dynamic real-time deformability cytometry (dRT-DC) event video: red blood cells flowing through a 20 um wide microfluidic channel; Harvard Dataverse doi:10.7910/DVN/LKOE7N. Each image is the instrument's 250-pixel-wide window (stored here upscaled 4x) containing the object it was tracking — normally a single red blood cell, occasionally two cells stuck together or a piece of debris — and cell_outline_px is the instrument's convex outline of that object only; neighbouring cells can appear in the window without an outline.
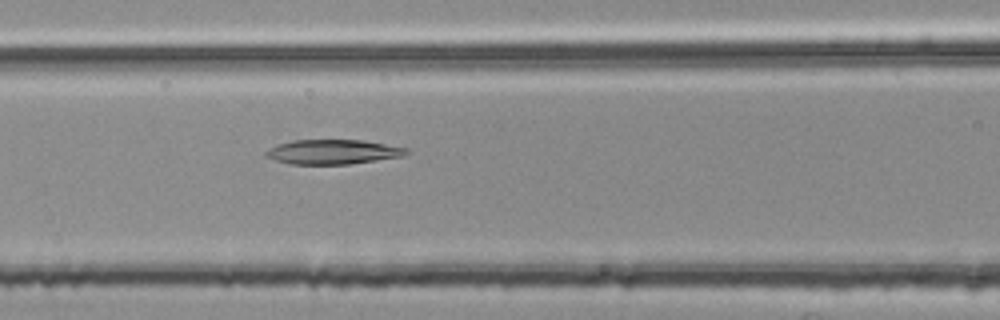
{"species": "common noctule bat (a hibernating species)", "species_latin": "Nyctalus noctula", "temperature_condition": "room temperature", "stored_images_in_passage": 45, "camera_frame_rate_fps": 3000, "um_per_image_px": 0.085, "animal": {"sex": "female", "body_mass_g": 25.1}, "frame": {"image": 1, "passage_image": 14, "time_ms": 4.333, "image_size_px": [1000, 320], "cell_outline_px": [[408, 152], [400, 156], [376, 160], [348, 164], [288, 164], [264, 156], [264, 152], [268, 148], [276, 144], [292, 140], [364, 140], [408, 148]], "centroid_in_image_um": [28.22, 12.9], "position_along_channel_um": 138.4, "area_um2": 20.11}}
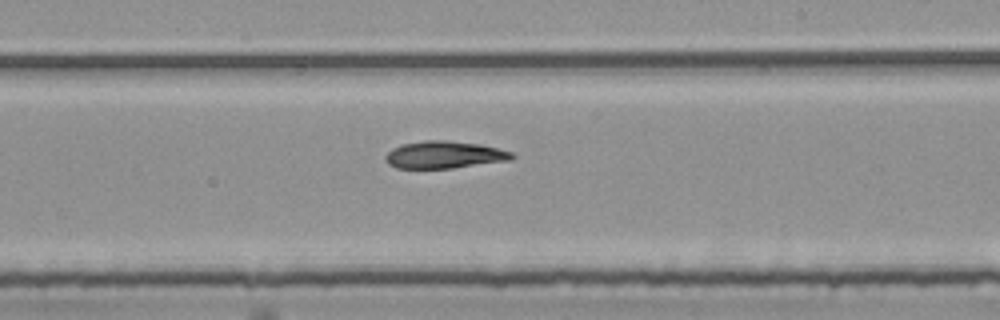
{"frame": {"image": 2, "passage_image": 23, "time_ms": 7.333, "image_size_px": [1000, 320], "cell_outline_px": [[516, 156], [512, 160], [452, 168], [396, 168], [388, 164], [384, 160], [384, 156], [392, 148], [400, 144], [424, 140], [448, 140], [480, 144], [512, 152]], "centroid_in_image_um": [37.74, 13.15], "position_along_channel_um": 251.3, "area_um2": 20.29}}
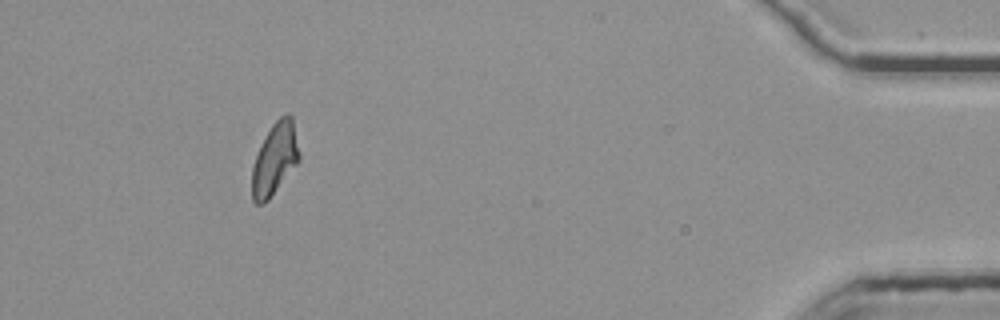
{"frame": {"image": 3, "passage_image": 41, "time_ms": 13.333, "image_size_px": [1000, 320], "cell_outline_px": [[300, 160], [268, 200], [264, 204], [256, 204], [252, 200], [252, 168], [260, 144], [272, 124], [284, 112], [288, 112], [292, 116], [300, 152]], "centroid_in_image_um": [23.37, 13.48], "position_along_channel_um": 411.8, "area_um2": 19.94}}